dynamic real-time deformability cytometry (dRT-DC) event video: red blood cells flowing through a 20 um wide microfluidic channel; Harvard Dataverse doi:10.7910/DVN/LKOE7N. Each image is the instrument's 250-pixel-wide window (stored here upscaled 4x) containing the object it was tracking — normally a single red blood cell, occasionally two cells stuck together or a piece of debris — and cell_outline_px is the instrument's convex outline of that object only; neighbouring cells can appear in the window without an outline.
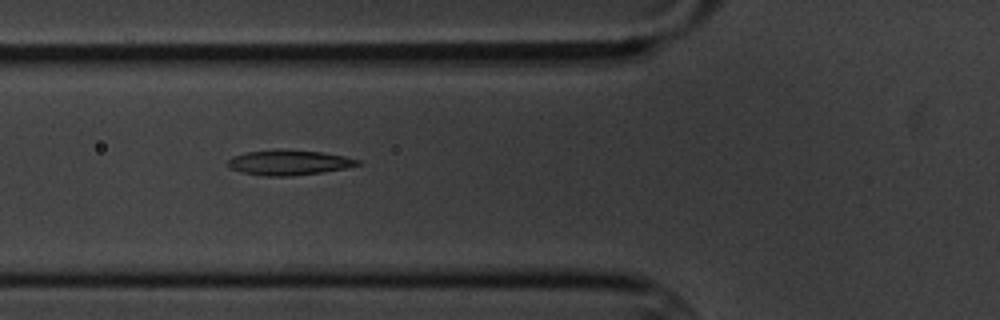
{"species": "common noctule bat (a hibernating species)", "species_latin": "Nyctalus noctula", "temperature_condition": "cold", "stored_images_in_passage": 11, "camera_frame_rate_fps": 3000, "um_per_image_px": 0.085, "animal": {"sex": "male", "body_mass_g": 20.1, "forearm_length_mm": 53.5}, "frame": {"image": 1, "passage_image": 7, "time_ms": 7.667, "image_size_px": [1000, 320], "cell_outline_px": [[360, 164], [344, 168], [320, 172], [292, 176], [264, 176], [240, 172], [228, 168], [228, 160], [232, 156], [244, 152], [276, 148], [324, 152], [344, 156], [360, 160]], "centroid_in_image_um": [24.48, 13.8], "position_along_channel_um": 101.3, "area_um2": 19.25}}
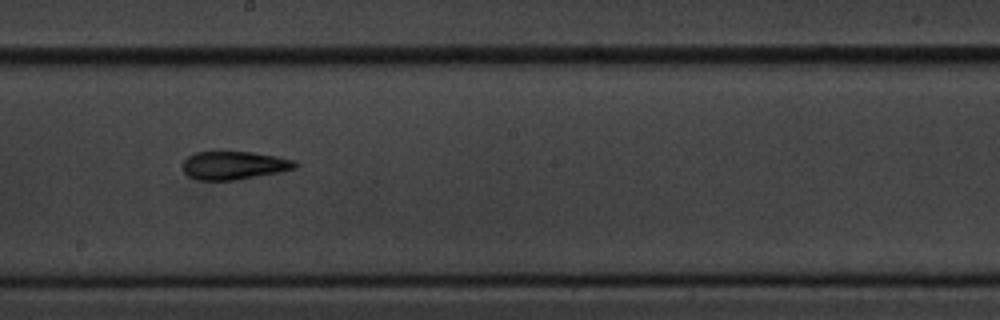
{"frame": {"image": 2, "passage_image": 10, "time_ms": 11.333, "image_size_px": [1000, 320], "cell_outline_px": [[300, 164], [296, 168], [280, 172], [236, 180], [200, 180], [188, 176], [184, 172], [184, 160], [188, 156], [196, 152], [252, 152], [276, 156], [296, 160]], "centroid_in_image_um": [19.94, 14.06], "position_along_channel_um": 228.3, "area_um2": 18.5}}
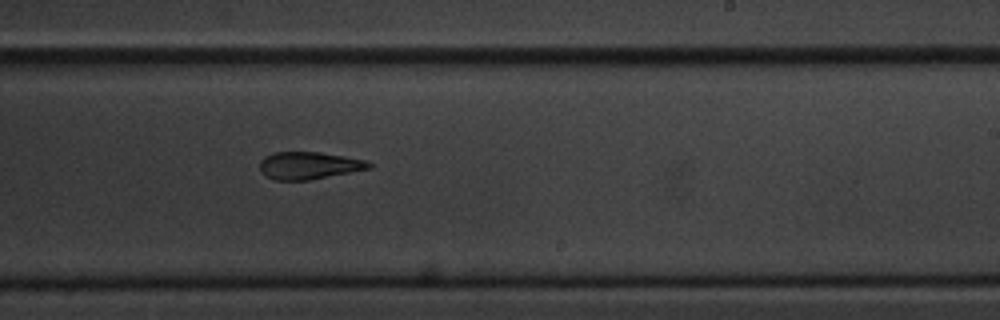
{"frame": {"image": 3, "passage_image": 11, "time_ms": 12.333, "image_size_px": [1000, 320], "cell_outline_px": [[372, 168], [308, 180], [276, 180], [264, 176], [260, 172], [260, 160], [264, 156], [272, 152], [320, 152], [344, 156], [364, 160], [372, 164]], "centroid_in_image_um": [26.21, 14.06], "position_along_channel_um": 262.8, "area_um2": 17.46}}